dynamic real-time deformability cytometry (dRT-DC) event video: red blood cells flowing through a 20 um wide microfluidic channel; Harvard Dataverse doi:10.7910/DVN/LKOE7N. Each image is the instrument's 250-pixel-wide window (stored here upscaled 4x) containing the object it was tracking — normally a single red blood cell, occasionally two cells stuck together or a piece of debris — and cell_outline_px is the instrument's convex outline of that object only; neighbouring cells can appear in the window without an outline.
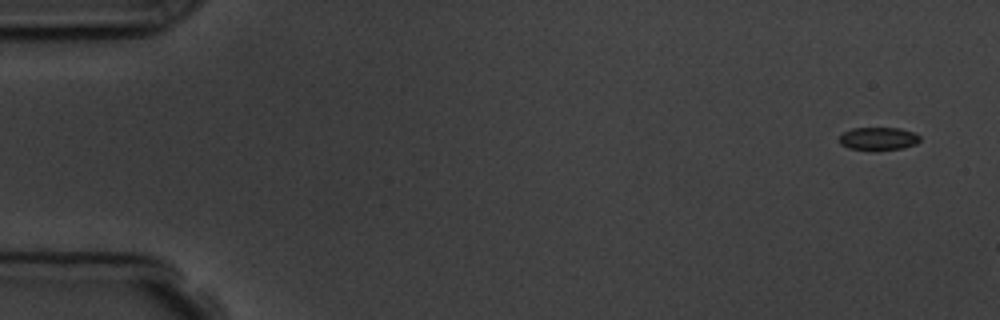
{"species": "common noctule bat (a hibernating species)", "species_latin": "Nyctalus noctula", "temperature_condition": "room temperature", "stored_images_in_passage": 3, "camera_frame_rate_fps": 3000, "um_per_image_px": 0.085, "animal": {"sex": "male", "body_mass_g": 19.5, "forearm_length_mm": 54.6}, "frame": {"image": 1, "passage_image": 1, "time_ms": 0.0, "image_size_px": [1000, 320], "cell_outline_px": [[920, 140], [916, 144], [904, 148], [872, 152], [848, 148], [840, 144], [840, 136], [844, 132], [852, 128], [900, 128], [916, 132], [920, 136]], "centroid_in_image_um": [74.68, 11.81], "position_along_channel_um": 10.3, "area_um2": 11.21}}